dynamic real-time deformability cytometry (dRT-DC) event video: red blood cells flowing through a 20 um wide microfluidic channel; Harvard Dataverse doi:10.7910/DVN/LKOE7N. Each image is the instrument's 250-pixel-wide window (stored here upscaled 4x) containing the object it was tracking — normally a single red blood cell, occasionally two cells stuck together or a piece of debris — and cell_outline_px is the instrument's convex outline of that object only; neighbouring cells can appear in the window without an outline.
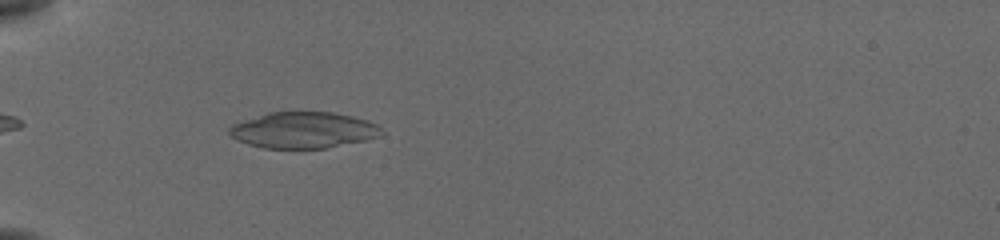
{"species": "common noctule bat (a hibernating species)", "species_latin": "Nyctalus noctula", "temperature_condition": "cold", "stored_images_in_passage": 44, "camera_frame_rate_fps": 3000, "um_per_image_px": 0.085, "animal": {"sex": "female", "body_mass_g": 19.5, "forearm_length_mm": 54.1}, "frame": {"image": 1, "passage_image": 8, "time_ms": 2.333, "image_size_px": [1000, 240], "cell_outline_px": [[384, 132], [380, 136], [364, 140], [324, 148], [264, 148], [248, 144], [236, 140], [228, 132], [228, 128], [232, 124], [268, 112], [332, 112], [352, 116], [368, 120], [376, 124]], "centroid_in_image_um": [25.77, 11.05], "position_along_channel_um": 59.2, "area_um2": 31.96}}
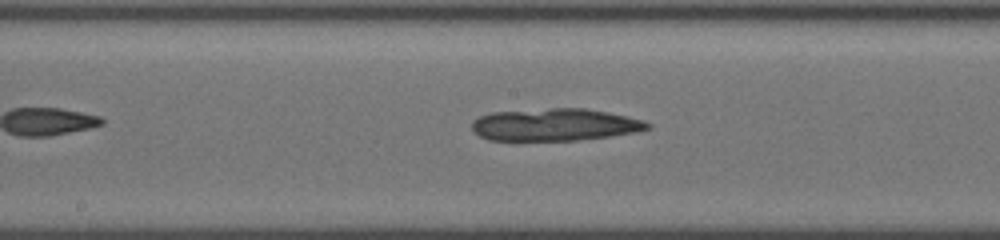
{"frame": {"image": 2, "passage_image": 20, "time_ms": 6.333, "image_size_px": [1000, 240], "cell_outline_px": [[652, 128], [636, 132], [612, 136], [576, 140], [488, 140], [472, 132], [472, 120], [480, 116], [492, 112], [552, 108], [584, 108], [608, 112], [628, 116], [644, 120], [652, 124]], "centroid_in_image_um": [47.19, 10.6], "position_along_channel_um": 201.0, "area_um2": 33.29}}
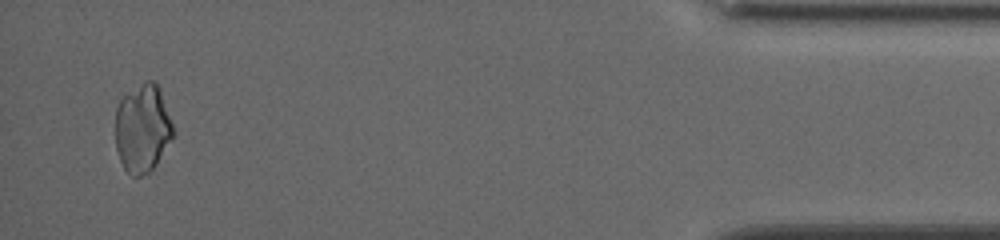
{"frame": {"image": 3, "passage_image": 42, "time_ms": 13.667, "image_size_px": [1000, 240], "cell_outline_px": [[172, 140], [156, 164], [148, 172], [140, 176], [132, 176], [124, 168], [120, 160], [116, 148], [116, 108], [120, 100], [124, 96], [144, 80], [152, 80], [156, 84], [160, 92], [172, 124]], "centroid_in_image_um": [12.09, 10.92], "position_along_channel_um": 423.1, "area_um2": 29.19}}